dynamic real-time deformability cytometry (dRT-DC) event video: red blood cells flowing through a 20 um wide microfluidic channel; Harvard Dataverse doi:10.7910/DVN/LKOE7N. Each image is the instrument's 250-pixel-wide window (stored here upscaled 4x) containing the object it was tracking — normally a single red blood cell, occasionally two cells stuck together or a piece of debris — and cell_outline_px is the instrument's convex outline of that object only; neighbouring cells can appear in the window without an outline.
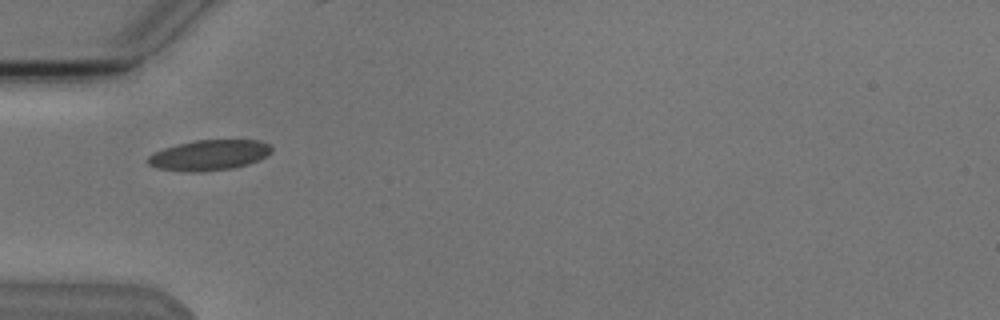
{"species": "Egyptian fruit bat (a non-hibernating species)", "species_latin": "Rousettus aegyptiacus", "temperature_condition": "cold", "stored_images_in_passage": 3, "camera_frame_rate_fps": 3000, "um_per_image_px": 0.085, "animal": {"sex": "male"}, "frame": {"image": 1, "passage_image": 1, "time_ms": 0.0, "image_size_px": [1000, 320], "cell_outline_px": [[272, 152], [248, 164], [232, 168], [200, 172], [188, 172], [156, 168], [148, 164], [144, 160], [148, 156], [164, 148], [196, 140], [260, 140], [268, 144], [272, 148]], "centroid_in_image_um": [17.74, 13.19], "position_along_channel_um": 67.3, "area_um2": 21.79}}
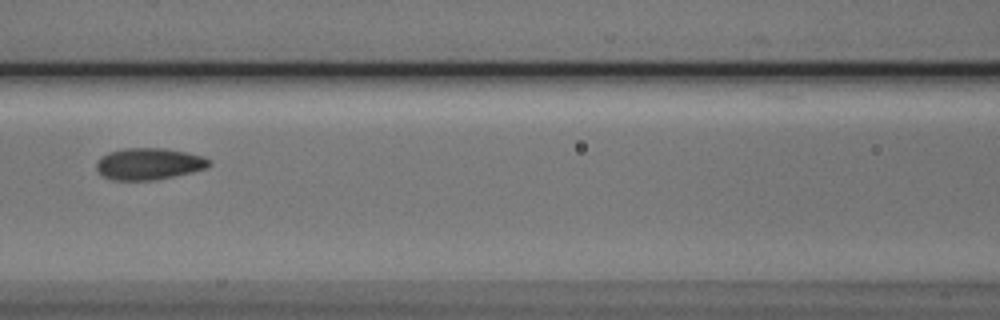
{"frame": {"image": 2, "passage_image": 3, "time_ms": 2.333, "image_size_px": [1000, 320], "cell_outline_px": [[212, 164], [208, 168], [192, 172], [156, 180], [112, 180], [104, 176], [96, 168], [96, 160], [100, 156], [108, 152], [124, 148], [164, 148], [204, 156], [212, 160]], "centroid_in_image_um": [12.67, 13.92], "position_along_channel_um": 153.9, "area_um2": 21.04}}